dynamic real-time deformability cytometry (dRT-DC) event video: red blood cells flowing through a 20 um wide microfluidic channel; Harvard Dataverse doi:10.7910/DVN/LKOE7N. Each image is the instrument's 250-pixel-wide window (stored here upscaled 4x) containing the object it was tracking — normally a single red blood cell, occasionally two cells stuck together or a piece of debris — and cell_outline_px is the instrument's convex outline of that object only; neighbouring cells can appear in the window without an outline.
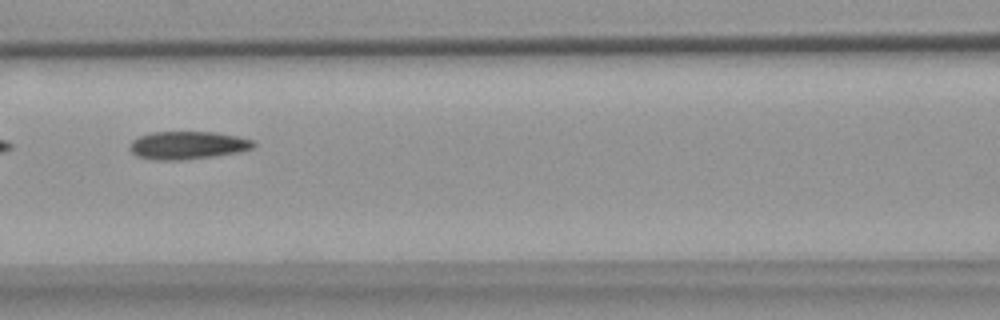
{"species": "common noctule bat (a hibernating species)", "species_latin": "Nyctalus noctula", "temperature_condition": "warm", "stored_images_in_passage": 9, "camera_frame_rate_fps": 3000, "um_per_image_px": 0.085, "animal": {"sex": "female", "body_mass_g": 18.4}, "frame": {"image": 1, "passage_image": 6, "time_ms": 7.667, "image_size_px": [1000, 320], "cell_outline_px": [[256, 144], [252, 148], [240, 152], [212, 156], [180, 160], [156, 160], [136, 156], [128, 148], [132, 140], [140, 136], [152, 132], [216, 132], [236, 136], [252, 140]], "centroid_in_image_um": [15.92, 12.35], "position_along_channel_um": 150.7, "area_um2": 20.06}}
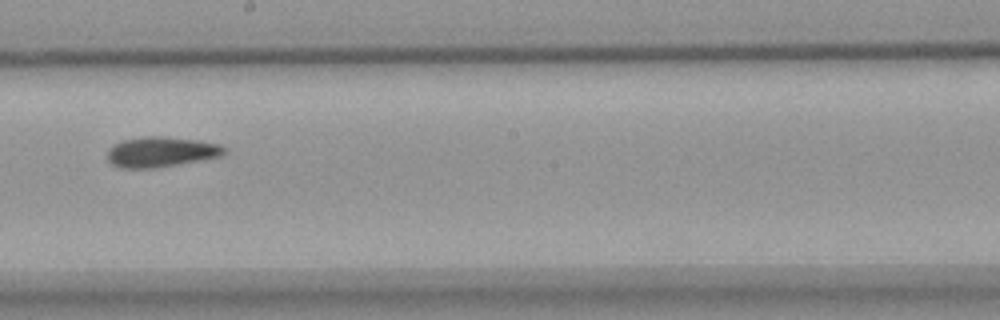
{"frame": {"image": 2, "passage_image": 8, "time_ms": 10.0, "image_size_px": [1000, 320], "cell_outline_px": [[224, 152], [220, 156], [200, 160], [152, 168], [120, 168], [112, 164], [108, 160], [108, 148], [112, 144], [124, 140], [144, 136], [164, 136], [196, 140], [220, 144], [224, 148]], "centroid_in_image_um": [13.63, 12.9], "position_along_channel_um": 234.6, "area_um2": 20.4}}
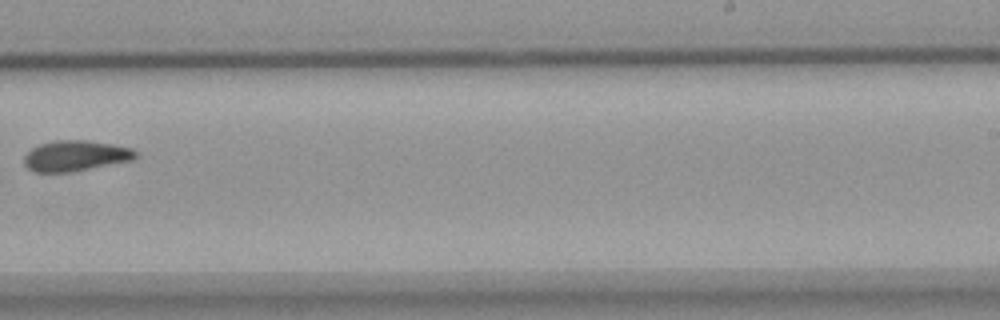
{"frame": {"image": 3, "passage_image": 9, "time_ms": 11.333, "image_size_px": [1000, 320], "cell_outline_px": [[140, 156], [132, 160], [72, 172], [32, 172], [24, 164], [24, 156], [32, 148], [40, 144], [56, 140], [88, 140], [112, 144], [132, 148]], "centroid_in_image_um": [6.43, 13.24], "position_along_channel_um": 282.6, "area_um2": 20.0}}